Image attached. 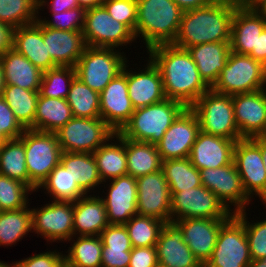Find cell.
I'll return each mask as SVG.
<instances>
[{"label":"cell","mask_w":266,"mask_h":267,"mask_svg":"<svg viewBox=\"0 0 266 267\" xmlns=\"http://www.w3.org/2000/svg\"><path fill=\"white\" fill-rule=\"evenodd\" d=\"M147 52L160 71L166 98L190 108L210 89L187 49L164 44L152 47Z\"/></svg>","instance_id":"obj_1"},{"label":"cell","mask_w":266,"mask_h":267,"mask_svg":"<svg viewBox=\"0 0 266 267\" xmlns=\"http://www.w3.org/2000/svg\"><path fill=\"white\" fill-rule=\"evenodd\" d=\"M238 2L213 0L209 5L183 12L173 45L188 49L210 42H230L231 24Z\"/></svg>","instance_id":"obj_2"},{"label":"cell","mask_w":266,"mask_h":267,"mask_svg":"<svg viewBox=\"0 0 266 267\" xmlns=\"http://www.w3.org/2000/svg\"><path fill=\"white\" fill-rule=\"evenodd\" d=\"M183 11L173 0H137L134 37H142L146 48L173 44Z\"/></svg>","instance_id":"obj_3"},{"label":"cell","mask_w":266,"mask_h":267,"mask_svg":"<svg viewBox=\"0 0 266 267\" xmlns=\"http://www.w3.org/2000/svg\"><path fill=\"white\" fill-rule=\"evenodd\" d=\"M186 107L175 100L136 108L128 123L118 132L123 138L157 144Z\"/></svg>","instance_id":"obj_4"},{"label":"cell","mask_w":266,"mask_h":267,"mask_svg":"<svg viewBox=\"0 0 266 267\" xmlns=\"http://www.w3.org/2000/svg\"><path fill=\"white\" fill-rule=\"evenodd\" d=\"M19 139L24 143L29 187L35 192L60 163L62 150L56 133L25 129Z\"/></svg>","instance_id":"obj_5"},{"label":"cell","mask_w":266,"mask_h":267,"mask_svg":"<svg viewBox=\"0 0 266 267\" xmlns=\"http://www.w3.org/2000/svg\"><path fill=\"white\" fill-rule=\"evenodd\" d=\"M266 67L249 55L230 51L226 66L211 87L227 95L249 93L265 89Z\"/></svg>","instance_id":"obj_6"},{"label":"cell","mask_w":266,"mask_h":267,"mask_svg":"<svg viewBox=\"0 0 266 267\" xmlns=\"http://www.w3.org/2000/svg\"><path fill=\"white\" fill-rule=\"evenodd\" d=\"M199 119L200 131L230 140H241L236 125L232 95L211 88L191 107Z\"/></svg>","instance_id":"obj_7"},{"label":"cell","mask_w":266,"mask_h":267,"mask_svg":"<svg viewBox=\"0 0 266 267\" xmlns=\"http://www.w3.org/2000/svg\"><path fill=\"white\" fill-rule=\"evenodd\" d=\"M114 48L87 46L75 66L76 77L101 93L123 71L127 58Z\"/></svg>","instance_id":"obj_8"},{"label":"cell","mask_w":266,"mask_h":267,"mask_svg":"<svg viewBox=\"0 0 266 267\" xmlns=\"http://www.w3.org/2000/svg\"><path fill=\"white\" fill-rule=\"evenodd\" d=\"M251 261L244 223L232 214L222 224L212 255L203 267H249Z\"/></svg>","instance_id":"obj_9"},{"label":"cell","mask_w":266,"mask_h":267,"mask_svg":"<svg viewBox=\"0 0 266 267\" xmlns=\"http://www.w3.org/2000/svg\"><path fill=\"white\" fill-rule=\"evenodd\" d=\"M63 152L94 153L115 132L101 118L73 117L55 132Z\"/></svg>","instance_id":"obj_10"},{"label":"cell","mask_w":266,"mask_h":267,"mask_svg":"<svg viewBox=\"0 0 266 267\" xmlns=\"http://www.w3.org/2000/svg\"><path fill=\"white\" fill-rule=\"evenodd\" d=\"M171 193V222L187 218L228 219L233 212L203 185Z\"/></svg>","instance_id":"obj_11"},{"label":"cell","mask_w":266,"mask_h":267,"mask_svg":"<svg viewBox=\"0 0 266 267\" xmlns=\"http://www.w3.org/2000/svg\"><path fill=\"white\" fill-rule=\"evenodd\" d=\"M87 46L114 48L134 42V34L102 6L85 11L82 31Z\"/></svg>","instance_id":"obj_12"},{"label":"cell","mask_w":266,"mask_h":267,"mask_svg":"<svg viewBox=\"0 0 266 267\" xmlns=\"http://www.w3.org/2000/svg\"><path fill=\"white\" fill-rule=\"evenodd\" d=\"M200 176L202 185L212 191L227 209L233 211V214L247 210L246 206L251 198L244 191L234 161L219 168L200 170ZM230 205L235 209L231 210Z\"/></svg>","instance_id":"obj_13"},{"label":"cell","mask_w":266,"mask_h":267,"mask_svg":"<svg viewBox=\"0 0 266 267\" xmlns=\"http://www.w3.org/2000/svg\"><path fill=\"white\" fill-rule=\"evenodd\" d=\"M45 206L30 209L32 232L43 236L47 241H75L73 227V202L51 201Z\"/></svg>","instance_id":"obj_14"},{"label":"cell","mask_w":266,"mask_h":267,"mask_svg":"<svg viewBox=\"0 0 266 267\" xmlns=\"http://www.w3.org/2000/svg\"><path fill=\"white\" fill-rule=\"evenodd\" d=\"M246 194L256 195L266 205V170L260 147L251 139L237 140L234 146V159Z\"/></svg>","instance_id":"obj_15"},{"label":"cell","mask_w":266,"mask_h":267,"mask_svg":"<svg viewBox=\"0 0 266 267\" xmlns=\"http://www.w3.org/2000/svg\"><path fill=\"white\" fill-rule=\"evenodd\" d=\"M137 214L171 222V193L162 170L136 178Z\"/></svg>","instance_id":"obj_16"},{"label":"cell","mask_w":266,"mask_h":267,"mask_svg":"<svg viewBox=\"0 0 266 267\" xmlns=\"http://www.w3.org/2000/svg\"><path fill=\"white\" fill-rule=\"evenodd\" d=\"M199 132L197 115L191 108H185L156 144L161 160L189 157Z\"/></svg>","instance_id":"obj_17"},{"label":"cell","mask_w":266,"mask_h":267,"mask_svg":"<svg viewBox=\"0 0 266 267\" xmlns=\"http://www.w3.org/2000/svg\"><path fill=\"white\" fill-rule=\"evenodd\" d=\"M127 63L100 93V117L115 133L122 130L135 110L128 96Z\"/></svg>","instance_id":"obj_18"},{"label":"cell","mask_w":266,"mask_h":267,"mask_svg":"<svg viewBox=\"0 0 266 267\" xmlns=\"http://www.w3.org/2000/svg\"><path fill=\"white\" fill-rule=\"evenodd\" d=\"M232 102L242 139L266 135L265 89L232 95Z\"/></svg>","instance_id":"obj_19"},{"label":"cell","mask_w":266,"mask_h":267,"mask_svg":"<svg viewBox=\"0 0 266 267\" xmlns=\"http://www.w3.org/2000/svg\"><path fill=\"white\" fill-rule=\"evenodd\" d=\"M227 219L187 218L175 223L183 231V239L202 266L210 259L222 224Z\"/></svg>","instance_id":"obj_20"},{"label":"cell","mask_w":266,"mask_h":267,"mask_svg":"<svg viewBox=\"0 0 266 267\" xmlns=\"http://www.w3.org/2000/svg\"><path fill=\"white\" fill-rule=\"evenodd\" d=\"M107 196H102L109 224H125L137 215L136 178L124 175L112 179ZM104 198V199H103Z\"/></svg>","instance_id":"obj_21"},{"label":"cell","mask_w":266,"mask_h":267,"mask_svg":"<svg viewBox=\"0 0 266 267\" xmlns=\"http://www.w3.org/2000/svg\"><path fill=\"white\" fill-rule=\"evenodd\" d=\"M235 143L236 140L200 131L192 145L190 162L198 170L229 165L234 159Z\"/></svg>","instance_id":"obj_22"},{"label":"cell","mask_w":266,"mask_h":267,"mask_svg":"<svg viewBox=\"0 0 266 267\" xmlns=\"http://www.w3.org/2000/svg\"><path fill=\"white\" fill-rule=\"evenodd\" d=\"M266 27V17L257 8L237 6L231 24V51L249 55L256 51L257 38Z\"/></svg>","instance_id":"obj_23"},{"label":"cell","mask_w":266,"mask_h":267,"mask_svg":"<svg viewBox=\"0 0 266 267\" xmlns=\"http://www.w3.org/2000/svg\"><path fill=\"white\" fill-rule=\"evenodd\" d=\"M128 71L127 69L128 96L135 109L159 103L166 98L160 71L150 58L145 70L138 73Z\"/></svg>","instance_id":"obj_24"},{"label":"cell","mask_w":266,"mask_h":267,"mask_svg":"<svg viewBox=\"0 0 266 267\" xmlns=\"http://www.w3.org/2000/svg\"><path fill=\"white\" fill-rule=\"evenodd\" d=\"M157 260L170 267H203L183 239V231L175 222L164 224L155 245Z\"/></svg>","instance_id":"obj_25"},{"label":"cell","mask_w":266,"mask_h":267,"mask_svg":"<svg viewBox=\"0 0 266 267\" xmlns=\"http://www.w3.org/2000/svg\"><path fill=\"white\" fill-rule=\"evenodd\" d=\"M44 45L57 66L75 67L87 47L82 31L53 29L42 23Z\"/></svg>","instance_id":"obj_26"},{"label":"cell","mask_w":266,"mask_h":267,"mask_svg":"<svg viewBox=\"0 0 266 267\" xmlns=\"http://www.w3.org/2000/svg\"><path fill=\"white\" fill-rule=\"evenodd\" d=\"M12 49L22 54L42 72L57 66L44 45L42 22L38 19L33 24L20 26L13 30Z\"/></svg>","instance_id":"obj_27"},{"label":"cell","mask_w":266,"mask_h":267,"mask_svg":"<svg viewBox=\"0 0 266 267\" xmlns=\"http://www.w3.org/2000/svg\"><path fill=\"white\" fill-rule=\"evenodd\" d=\"M74 236H99L109 225L102 197L85 195L73 202ZM78 232V233H77Z\"/></svg>","instance_id":"obj_28"},{"label":"cell","mask_w":266,"mask_h":267,"mask_svg":"<svg viewBox=\"0 0 266 267\" xmlns=\"http://www.w3.org/2000/svg\"><path fill=\"white\" fill-rule=\"evenodd\" d=\"M203 81L211 88L226 66L231 51L230 42H210L187 49Z\"/></svg>","instance_id":"obj_29"},{"label":"cell","mask_w":266,"mask_h":267,"mask_svg":"<svg viewBox=\"0 0 266 267\" xmlns=\"http://www.w3.org/2000/svg\"><path fill=\"white\" fill-rule=\"evenodd\" d=\"M5 85H15L29 91H39L43 72L14 49L0 56Z\"/></svg>","instance_id":"obj_30"},{"label":"cell","mask_w":266,"mask_h":267,"mask_svg":"<svg viewBox=\"0 0 266 267\" xmlns=\"http://www.w3.org/2000/svg\"><path fill=\"white\" fill-rule=\"evenodd\" d=\"M114 138L115 143L110 144L107 140L93 153L101 180L105 183L108 179L127 175L126 138L119 133H115Z\"/></svg>","instance_id":"obj_31"},{"label":"cell","mask_w":266,"mask_h":267,"mask_svg":"<svg viewBox=\"0 0 266 267\" xmlns=\"http://www.w3.org/2000/svg\"><path fill=\"white\" fill-rule=\"evenodd\" d=\"M60 164L69 170L74 181L87 195L102 183L97 164L93 153L63 152L60 157Z\"/></svg>","instance_id":"obj_32"},{"label":"cell","mask_w":266,"mask_h":267,"mask_svg":"<svg viewBox=\"0 0 266 267\" xmlns=\"http://www.w3.org/2000/svg\"><path fill=\"white\" fill-rule=\"evenodd\" d=\"M73 118L66 99L49 98L39 94L34 116V130L55 133Z\"/></svg>","instance_id":"obj_33"},{"label":"cell","mask_w":266,"mask_h":267,"mask_svg":"<svg viewBox=\"0 0 266 267\" xmlns=\"http://www.w3.org/2000/svg\"><path fill=\"white\" fill-rule=\"evenodd\" d=\"M127 174L138 178L161 170L162 160L156 144L126 138Z\"/></svg>","instance_id":"obj_34"},{"label":"cell","mask_w":266,"mask_h":267,"mask_svg":"<svg viewBox=\"0 0 266 267\" xmlns=\"http://www.w3.org/2000/svg\"><path fill=\"white\" fill-rule=\"evenodd\" d=\"M2 97L11 108L16 120L24 129L34 130L39 91H29L15 85H5Z\"/></svg>","instance_id":"obj_35"},{"label":"cell","mask_w":266,"mask_h":267,"mask_svg":"<svg viewBox=\"0 0 266 267\" xmlns=\"http://www.w3.org/2000/svg\"><path fill=\"white\" fill-rule=\"evenodd\" d=\"M161 170L170 191H183L202 185L200 170L191 164L189 157L162 161Z\"/></svg>","instance_id":"obj_36"},{"label":"cell","mask_w":266,"mask_h":267,"mask_svg":"<svg viewBox=\"0 0 266 267\" xmlns=\"http://www.w3.org/2000/svg\"><path fill=\"white\" fill-rule=\"evenodd\" d=\"M0 174L29 186L24 143L19 138L6 140L0 146Z\"/></svg>","instance_id":"obj_37"},{"label":"cell","mask_w":266,"mask_h":267,"mask_svg":"<svg viewBox=\"0 0 266 267\" xmlns=\"http://www.w3.org/2000/svg\"><path fill=\"white\" fill-rule=\"evenodd\" d=\"M66 101L73 117L101 118L100 93L92 90L78 77L72 81Z\"/></svg>","instance_id":"obj_38"},{"label":"cell","mask_w":266,"mask_h":267,"mask_svg":"<svg viewBox=\"0 0 266 267\" xmlns=\"http://www.w3.org/2000/svg\"><path fill=\"white\" fill-rule=\"evenodd\" d=\"M29 206L22 209L0 211V246H11L21 241L32 230Z\"/></svg>","instance_id":"obj_39"},{"label":"cell","mask_w":266,"mask_h":267,"mask_svg":"<svg viewBox=\"0 0 266 267\" xmlns=\"http://www.w3.org/2000/svg\"><path fill=\"white\" fill-rule=\"evenodd\" d=\"M64 254L66 267H101L102 241L100 236H77Z\"/></svg>","instance_id":"obj_40"},{"label":"cell","mask_w":266,"mask_h":267,"mask_svg":"<svg viewBox=\"0 0 266 267\" xmlns=\"http://www.w3.org/2000/svg\"><path fill=\"white\" fill-rule=\"evenodd\" d=\"M39 188L50 193L54 201L75 202L86 195L74 181L69 170H66L60 163L50 172Z\"/></svg>","instance_id":"obj_41"},{"label":"cell","mask_w":266,"mask_h":267,"mask_svg":"<svg viewBox=\"0 0 266 267\" xmlns=\"http://www.w3.org/2000/svg\"><path fill=\"white\" fill-rule=\"evenodd\" d=\"M164 224L165 222L159 219L137 214L124 225L132 247H154Z\"/></svg>","instance_id":"obj_42"},{"label":"cell","mask_w":266,"mask_h":267,"mask_svg":"<svg viewBox=\"0 0 266 267\" xmlns=\"http://www.w3.org/2000/svg\"><path fill=\"white\" fill-rule=\"evenodd\" d=\"M38 11V0H0V22L13 29L35 23Z\"/></svg>","instance_id":"obj_43"},{"label":"cell","mask_w":266,"mask_h":267,"mask_svg":"<svg viewBox=\"0 0 266 267\" xmlns=\"http://www.w3.org/2000/svg\"><path fill=\"white\" fill-rule=\"evenodd\" d=\"M76 77L75 67L56 66L43 72L39 94L49 98L66 99Z\"/></svg>","instance_id":"obj_44"},{"label":"cell","mask_w":266,"mask_h":267,"mask_svg":"<svg viewBox=\"0 0 266 267\" xmlns=\"http://www.w3.org/2000/svg\"><path fill=\"white\" fill-rule=\"evenodd\" d=\"M33 190L21 181L0 174V211L22 209L28 206V194Z\"/></svg>","instance_id":"obj_45"},{"label":"cell","mask_w":266,"mask_h":267,"mask_svg":"<svg viewBox=\"0 0 266 267\" xmlns=\"http://www.w3.org/2000/svg\"><path fill=\"white\" fill-rule=\"evenodd\" d=\"M235 215L244 223L251 259L256 260L266 257V219L250 223L247 221L245 211L238 212Z\"/></svg>","instance_id":"obj_46"},{"label":"cell","mask_w":266,"mask_h":267,"mask_svg":"<svg viewBox=\"0 0 266 267\" xmlns=\"http://www.w3.org/2000/svg\"><path fill=\"white\" fill-rule=\"evenodd\" d=\"M85 11L82 7H76L58 13H51L53 18L51 20H46V18L41 20V16L38 17V20L53 29L83 31Z\"/></svg>","instance_id":"obj_47"},{"label":"cell","mask_w":266,"mask_h":267,"mask_svg":"<svg viewBox=\"0 0 266 267\" xmlns=\"http://www.w3.org/2000/svg\"><path fill=\"white\" fill-rule=\"evenodd\" d=\"M102 5L113 18L123 23L134 34L137 22V0H104Z\"/></svg>","instance_id":"obj_48"},{"label":"cell","mask_w":266,"mask_h":267,"mask_svg":"<svg viewBox=\"0 0 266 267\" xmlns=\"http://www.w3.org/2000/svg\"><path fill=\"white\" fill-rule=\"evenodd\" d=\"M102 246L111 249H132L128 231L124 224H109L100 233Z\"/></svg>","instance_id":"obj_49"},{"label":"cell","mask_w":266,"mask_h":267,"mask_svg":"<svg viewBox=\"0 0 266 267\" xmlns=\"http://www.w3.org/2000/svg\"><path fill=\"white\" fill-rule=\"evenodd\" d=\"M24 130L4 98L0 96V134L6 140L18 139Z\"/></svg>","instance_id":"obj_50"},{"label":"cell","mask_w":266,"mask_h":267,"mask_svg":"<svg viewBox=\"0 0 266 267\" xmlns=\"http://www.w3.org/2000/svg\"><path fill=\"white\" fill-rule=\"evenodd\" d=\"M18 267H66L65 258L59 251H47L16 261Z\"/></svg>","instance_id":"obj_51"},{"label":"cell","mask_w":266,"mask_h":267,"mask_svg":"<svg viewBox=\"0 0 266 267\" xmlns=\"http://www.w3.org/2000/svg\"><path fill=\"white\" fill-rule=\"evenodd\" d=\"M132 249H111L102 246L101 267H128Z\"/></svg>","instance_id":"obj_52"},{"label":"cell","mask_w":266,"mask_h":267,"mask_svg":"<svg viewBox=\"0 0 266 267\" xmlns=\"http://www.w3.org/2000/svg\"><path fill=\"white\" fill-rule=\"evenodd\" d=\"M158 264L156 248L133 247L128 267H156Z\"/></svg>","instance_id":"obj_53"},{"label":"cell","mask_w":266,"mask_h":267,"mask_svg":"<svg viewBox=\"0 0 266 267\" xmlns=\"http://www.w3.org/2000/svg\"><path fill=\"white\" fill-rule=\"evenodd\" d=\"M13 28L0 22V56L12 49Z\"/></svg>","instance_id":"obj_54"},{"label":"cell","mask_w":266,"mask_h":267,"mask_svg":"<svg viewBox=\"0 0 266 267\" xmlns=\"http://www.w3.org/2000/svg\"><path fill=\"white\" fill-rule=\"evenodd\" d=\"M249 56L261 62L266 67V27L257 38L256 51H251Z\"/></svg>","instance_id":"obj_55"},{"label":"cell","mask_w":266,"mask_h":267,"mask_svg":"<svg viewBox=\"0 0 266 267\" xmlns=\"http://www.w3.org/2000/svg\"><path fill=\"white\" fill-rule=\"evenodd\" d=\"M50 2L51 13H58L79 7L77 0H51Z\"/></svg>","instance_id":"obj_56"},{"label":"cell","mask_w":266,"mask_h":267,"mask_svg":"<svg viewBox=\"0 0 266 267\" xmlns=\"http://www.w3.org/2000/svg\"><path fill=\"white\" fill-rule=\"evenodd\" d=\"M183 12L202 8L209 5L213 0H173Z\"/></svg>","instance_id":"obj_57"},{"label":"cell","mask_w":266,"mask_h":267,"mask_svg":"<svg viewBox=\"0 0 266 267\" xmlns=\"http://www.w3.org/2000/svg\"><path fill=\"white\" fill-rule=\"evenodd\" d=\"M251 139L260 147L262 161L266 170V135L256 136Z\"/></svg>","instance_id":"obj_58"},{"label":"cell","mask_w":266,"mask_h":267,"mask_svg":"<svg viewBox=\"0 0 266 267\" xmlns=\"http://www.w3.org/2000/svg\"><path fill=\"white\" fill-rule=\"evenodd\" d=\"M79 7L84 8L85 10L102 6L104 0H77Z\"/></svg>","instance_id":"obj_59"},{"label":"cell","mask_w":266,"mask_h":267,"mask_svg":"<svg viewBox=\"0 0 266 267\" xmlns=\"http://www.w3.org/2000/svg\"><path fill=\"white\" fill-rule=\"evenodd\" d=\"M265 0H240L238 5L245 8H257Z\"/></svg>","instance_id":"obj_60"},{"label":"cell","mask_w":266,"mask_h":267,"mask_svg":"<svg viewBox=\"0 0 266 267\" xmlns=\"http://www.w3.org/2000/svg\"><path fill=\"white\" fill-rule=\"evenodd\" d=\"M249 267H266V257L252 260Z\"/></svg>","instance_id":"obj_61"},{"label":"cell","mask_w":266,"mask_h":267,"mask_svg":"<svg viewBox=\"0 0 266 267\" xmlns=\"http://www.w3.org/2000/svg\"><path fill=\"white\" fill-rule=\"evenodd\" d=\"M4 86H5V82H4V76H3V69H2V64L0 60V96H2Z\"/></svg>","instance_id":"obj_62"},{"label":"cell","mask_w":266,"mask_h":267,"mask_svg":"<svg viewBox=\"0 0 266 267\" xmlns=\"http://www.w3.org/2000/svg\"><path fill=\"white\" fill-rule=\"evenodd\" d=\"M257 9L266 17V0L263 1Z\"/></svg>","instance_id":"obj_63"},{"label":"cell","mask_w":266,"mask_h":267,"mask_svg":"<svg viewBox=\"0 0 266 267\" xmlns=\"http://www.w3.org/2000/svg\"><path fill=\"white\" fill-rule=\"evenodd\" d=\"M12 265L8 264V263H4V261H0V267H18L16 262L15 263H11Z\"/></svg>","instance_id":"obj_64"},{"label":"cell","mask_w":266,"mask_h":267,"mask_svg":"<svg viewBox=\"0 0 266 267\" xmlns=\"http://www.w3.org/2000/svg\"><path fill=\"white\" fill-rule=\"evenodd\" d=\"M47 2V0H38V10H41L42 6L44 8V6L48 4Z\"/></svg>","instance_id":"obj_65"},{"label":"cell","mask_w":266,"mask_h":267,"mask_svg":"<svg viewBox=\"0 0 266 267\" xmlns=\"http://www.w3.org/2000/svg\"><path fill=\"white\" fill-rule=\"evenodd\" d=\"M5 141L6 139L0 134V146H2Z\"/></svg>","instance_id":"obj_66"},{"label":"cell","mask_w":266,"mask_h":267,"mask_svg":"<svg viewBox=\"0 0 266 267\" xmlns=\"http://www.w3.org/2000/svg\"><path fill=\"white\" fill-rule=\"evenodd\" d=\"M156 267H170V266H167V265H163L161 263L158 262L157 266Z\"/></svg>","instance_id":"obj_67"}]
</instances>
